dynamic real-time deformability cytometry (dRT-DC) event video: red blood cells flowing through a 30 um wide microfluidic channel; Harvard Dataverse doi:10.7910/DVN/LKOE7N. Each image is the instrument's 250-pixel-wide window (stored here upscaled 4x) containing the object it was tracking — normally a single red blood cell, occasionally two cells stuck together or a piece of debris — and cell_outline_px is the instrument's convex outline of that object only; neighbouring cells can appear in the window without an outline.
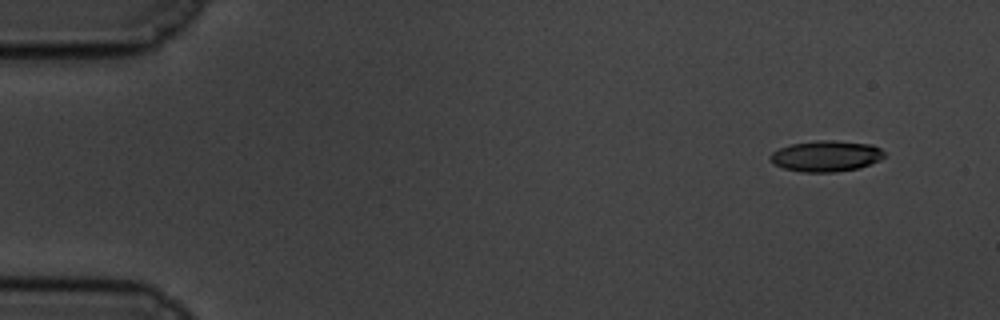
{"species": "common noctule bat (a hibernating species)", "species_latin": "Nyctalus noctula", "temperature_condition": "cold", "stored_images_in_passage": 54, "camera_frame_rate_fps": 3000, "um_per_image_px": 0.085, "animal": {"sex": "male", "body_mass_g": 19.5, "forearm_length_mm": 54.6}, "frame": {"image": 1, "passage_image": 1, "time_ms": 0.0, "image_size_px": [1000, 320], "cell_outline_px": [[884, 156], [880, 160], [860, 168], [836, 172], [800, 172], [784, 168], [772, 164], [768, 156], [772, 152], [788, 144], [816, 140], [836, 140], [872, 144], [880, 148], [884, 152]], "centroid_in_image_um": [70.19, 13.26], "position_along_channel_um": 14.8, "area_um2": 20.92}}
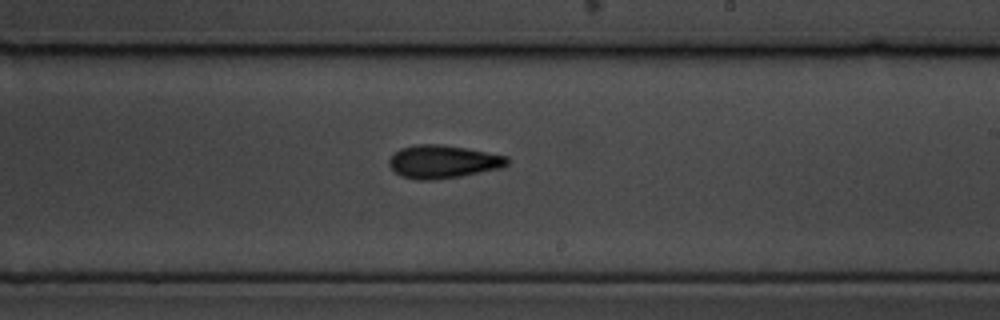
{"frame": {"image": 2, "passage_image": 31, "time_ms": 10.0, "image_size_px": [1000, 320], "cell_outline_px": [[508, 164], [500, 168], [460, 176], [432, 180], [420, 180], [400, 176], [388, 164], [388, 160], [400, 148], [416, 144], [440, 144], [464, 148], [508, 156]], "centroid_in_image_um": [37.63, 13.74], "position_along_channel_um": 251.4, "area_um2": 22.54}}
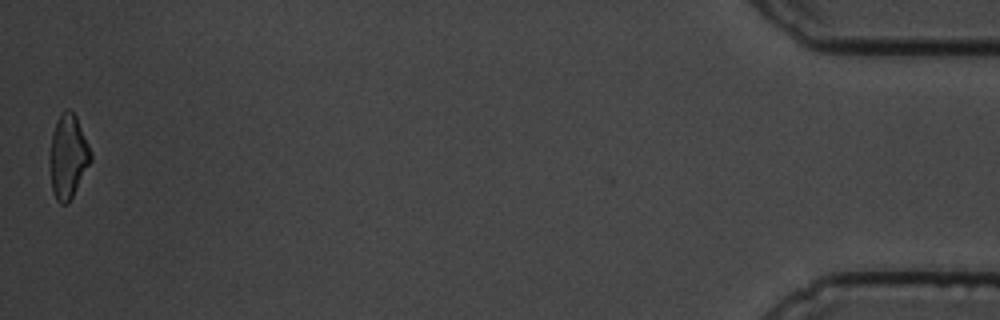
{"frame": {"image": 3, "passage_image": 54, "time_ms": 17.667, "image_size_px": [1000, 320], "cell_outline_px": [[92, 160], [68, 204], [60, 204], [56, 200], [52, 192], [48, 160], [52, 132], [56, 120], [60, 112], [64, 108], [68, 108], [76, 116], [92, 152]], "centroid_in_image_um": [5.76, 13.29], "position_along_channel_um": 429.4, "area_um2": 20.46}, "authors_computed_cell_mechanics": {"area_um2": 21.1548, "velocity_mm_per_s": 3.4905, "shape_relaxation_time_tau1_ms": 3.4535, "shape_relaxation_time_tau2_ms": 3.9482, "deformation_change_tau1": 0.1609, "deformation_change_tau2": 0.131}}